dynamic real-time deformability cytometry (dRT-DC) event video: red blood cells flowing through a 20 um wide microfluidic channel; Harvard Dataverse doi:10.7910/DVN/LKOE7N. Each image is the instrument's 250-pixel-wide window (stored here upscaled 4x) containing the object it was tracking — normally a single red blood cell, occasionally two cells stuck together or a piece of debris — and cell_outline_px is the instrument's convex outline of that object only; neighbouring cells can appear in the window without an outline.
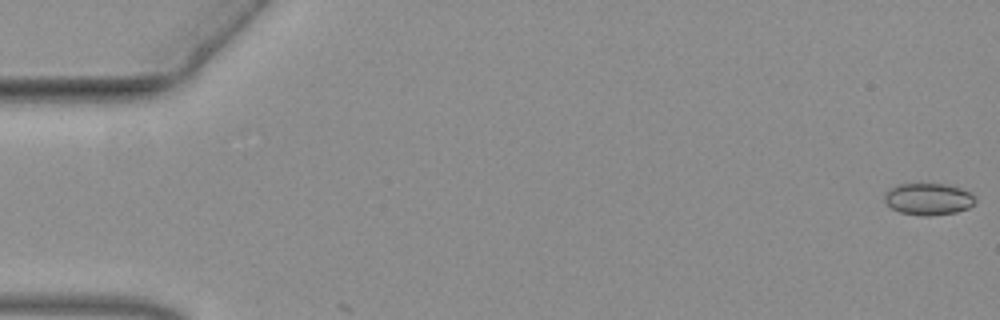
{"species": "common noctule bat (a hibernating species)", "species_latin": "Nyctalus noctula", "temperature_condition": "warm", "stored_images_in_passage": 58, "camera_frame_rate_fps": 3000, "um_per_image_px": 0.085, "animal": {"sex": "female", "body_mass_g": 19.3, "forearm_length_mm": 54.1}, "frame": {"image": 1, "passage_image": 1, "time_ms": 0.0, "image_size_px": [1000, 320], "cell_outline_px": [[976, 200], [968, 208], [956, 212], [928, 216], [924, 216], [900, 212], [892, 208], [884, 200], [884, 192], [900, 184], [944, 184], [960, 188], [972, 192]], "centroid_in_image_um": [78.92, 16.92], "position_along_channel_um": 6.1, "area_um2": 16.7}}
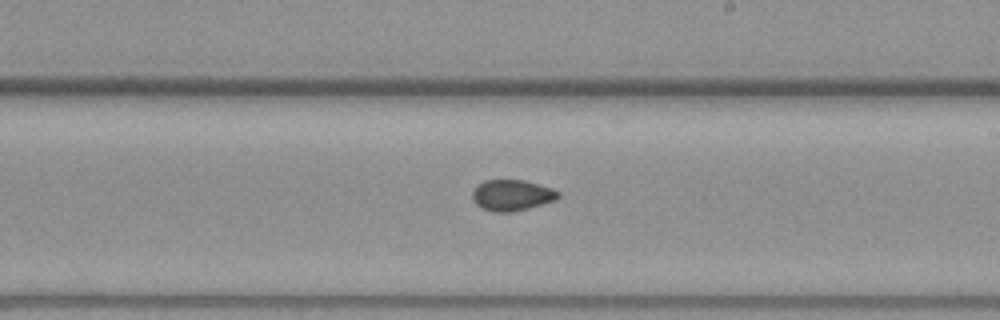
{"frame": {"image": 2, "passage_image": 34, "time_ms": 11.0, "image_size_px": [1000, 320], "cell_outline_px": [[560, 196], [556, 200], [528, 208], [512, 212], [492, 212], [480, 208], [472, 200], [472, 192], [476, 184], [484, 180], [524, 180], [552, 188], [560, 192]], "centroid_in_image_um": [43.48, 16.59], "position_along_channel_um": 245.5, "area_um2": 15.72}}
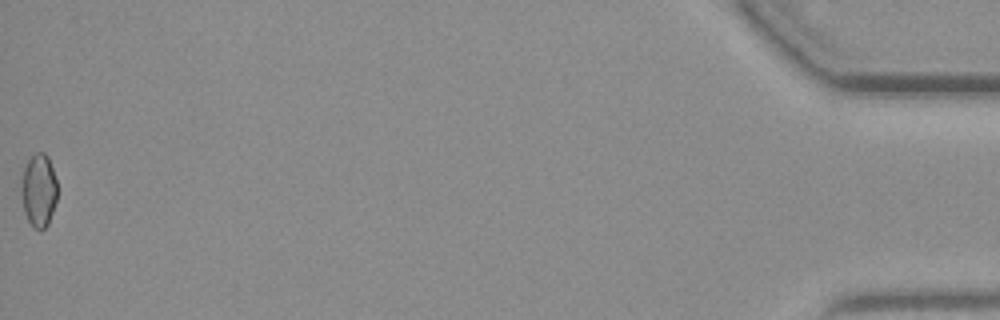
{"frame": {"image": 3, "passage_image": 58, "time_ms": 19.0, "image_size_px": [1000, 320], "cell_outline_px": [[56, 200], [48, 224], [44, 228], [32, 228], [24, 212], [24, 168], [28, 160], [36, 152], [44, 152], [48, 156], [56, 180]], "centroid_in_image_um": [3.33, 16.17], "position_along_channel_um": 431.9, "area_um2": 14.57}}